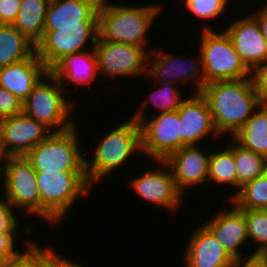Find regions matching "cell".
Here are the masks:
<instances>
[{"instance_id": "16", "label": "cell", "mask_w": 267, "mask_h": 267, "mask_svg": "<svg viewBox=\"0 0 267 267\" xmlns=\"http://www.w3.org/2000/svg\"><path fill=\"white\" fill-rule=\"evenodd\" d=\"M178 111L181 148L198 145L210 134L214 138L221 137L215 129L208 103L200 92L184 99Z\"/></svg>"}, {"instance_id": "1", "label": "cell", "mask_w": 267, "mask_h": 267, "mask_svg": "<svg viewBox=\"0 0 267 267\" xmlns=\"http://www.w3.org/2000/svg\"><path fill=\"white\" fill-rule=\"evenodd\" d=\"M200 93L208 103L219 136L230 133L233 137L262 103L253 76L210 82Z\"/></svg>"}, {"instance_id": "39", "label": "cell", "mask_w": 267, "mask_h": 267, "mask_svg": "<svg viewBox=\"0 0 267 267\" xmlns=\"http://www.w3.org/2000/svg\"><path fill=\"white\" fill-rule=\"evenodd\" d=\"M233 267H267V255L253 254L235 259Z\"/></svg>"}, {"instance_id": "6", "label": "cell", "mask_w": 267, "mask_h": 267, "mask_svg": "<svg viewBox=\"0 0 267 267\" xmlns=\"http://www.w3.org/2000/svg\"><path fill=\"white\" fill-rule=\"evenodd\" d=\"M200 54L203 61L205 83L239 80L252 77V72L234 49L228 34L210 26H202Z\"/></svg>"}, {"instance_id": "2", "label": "cell", "mask_w": 267, "mask_h": 267, "mask_svg": "<svg viewBox=\"0 0 267 267\" xmlns=\"http://www.w3.org/2000/svg\"><path fill=\"white\" fill-rule=\"evenodd\" d=\"M162 9L159 4L125 6L101 0L98 7L99 36L105 41L139 46L147 50V32Z\"/></svg>"}, {"instance_id": "3", "label": "cell", "mask_w": 267, "mask_h": 267, "mask_svg": "<svg viewBox=\"0 0 267 267\" xmlns=\"http://www.w3.org/2000/svg\"><path fill=\"white\" fill-rule=\"evenodd\" d=\"M96 142L98 143L93 147V159L85 156V174L91 187L99 183L105 175L123 166L134 152L142 151L139 123L130 118Z\"/></svg>"}, {"instance_id": "9", "label": "cell", "mask_w": 267, "mask_h": 267, "mask_svg": "<svg viewBox=\"0 0 267 267\" xmlns=\"http://www.w3.org/2000/svg\"><path fill=\"white\" fill-rule=\"evenodd\" d=\"M4 199L14 209H24L28 215L41 217V201L36 171L25 156L6 157L2 177Z\"/></svg>"}, {"instance_id": "28", "label": "cell", "mask_w": 267, "mask_h": 267, "mask_svg": "<svg viewBox=\"0 0 267 267\" xmlns=\"http://www.w3.org/2000/svg\"><path fill=\"white\" fill-rule=\"evenodd\" d=\"M225 149V150H224ZM223 151L210 153L208 161V181L237 188L236 164L233 152L227 147Z\"/></svg>"}, {"instance_id": "23", "label": "cell", "mask_w": 267, "mask_h": 267, "mask_svg": "<svg viewBox=\"0 0 267 267\" xmlns=\"http://www.w3.org/2000/svg\"><path fill=\"white\" fill-rule=\"evenodd\" d=\"M232 140L267 159V103H261Z\"/></svg>"}, {"instance_id": "35", "label": "cell", "mask_w": 267, "mask_h": 267, "mask_svg": "<svg viewBox=\"0 0 267 267\" xmlns=\"http://www.w3.org/2000/svg\"><path fill=\"white\" fill-rule=\"evenodd\" d=\"M52 248H40V267H71L75 261H69L57 254Z\"/></svg>"}, {"instance_id": "42", "label": "cell", "mask_w": 267, "mask_h": 267, "mask_svg": "<svg viewBox=\"0 0 267 267\" xmlns=\"http://www.w3.org/2000/svg\"><path fill=\"white\" fill-rule=\"evenodd\" d=\"M6 260L0 255V267H4Z\"/></svg>"}, {"instance_id": "40", "label": "cell", "mask_w": 267, "mask_h": 267, "mask_svg": "<svg viewBox=\"0 0 267 267\" xmlns=\"http://www.w3.org/2000/svg\"><path fill=\"white\" fill-rule=\"evenodd\" d=\"M265 2L266 6L262 7L260 10L257 9V11H254L255 13H253L252 16L257 20L261 33L267 40V1Z\"/></svg>"}, {"instance_id": "26", "label": "cell", "mask_w": 267, "mask_h": 267, "mask_svg": "<svg viewBox=\"0 0 267 267\" xmlns=\"http://www.w3.org/2000/svg\"><path fill=\"white\" fill-rule=\"evenodd\" d=\"M228 148L233 152L236 164L237 190L232 199L246 183L263 175L267 159L253 151L247 150L236 143L234 140Z\"/></svg>"}, {"instance_id": "41", "label": "cell", "mask_w": 267, "mask_h": 267, "mask_svg": "<svg viewBox=\"0 0 267 267\" xmlns=\"http://www.w3.org/2000/svg\"><path fill=\"white\" fill-rule=\"evenodd\" d=\"M6 157L7 156L3 152L2 145H1V140H0V180H1L3 166H4V163H5Z\"/></svg>"}, {"instance_id": "21", "label": "cell", "mask_w": 267, "mask_h": 267, "mask_svg": "<svg viewBox=\"0 0 267 267\" xmlns=\"http://www.w3.org/2000/svg\"><path fill=\"white\" fill-rule=\"evenodd\" d=\"M101 0H50L45 26L98 25Z\"/></svg>"}, {"instance_id": "44", "label": "cell", "mask_w": 267, "mask_h": 267, "mask_svg": "<svg viewBox=\"0 0 267 267\" xmlns=\"http://www.w3.org/2000/svg\"><path fill=\"white\" fill-rule=\"evenodd\" d=\"M83 266H84L83 264L74 263L71 267H83Z\"/></svg>"}, {"instance_id": "8", "label": "cell", "mask_w": 267, "mask_h": 267, "mask_svg": "<svg viewBox=\"0 0 267 267\" xmlns=\"http://www.w3.org/2000/svg\"><path fill=\"white\" fill-rule=\"evenodd\" d=\"M98 35V25L45 26L35 53L50 70L64 56L87 51L89 39L94 47Z\"/></svg>"}, {"instance_id": "20", "label": "cell", "mask_w": 267, "mask_h": 267, "mask_svg": "<svg viewBox=\"0 0 267 267\" xmlns=\"http://www.w3.org/2000/svg\"><path fill=\"white\" fill-rule=\"evenodd\" d=\"M48 71L34 52L25 60L0 68V87L16 95L23 103Z\"/></svg>"}, {"instance_id": "37", "label": "cell", "mask_w": 267, "mask_h": 267, "mask_svg": "<svg viewBox=\"0 0 267 267\" xmlns=\"http://www.w3.org/2000/svg\"><path fill=\"white\" fill-rule=\"evenodd\" d=\"M15 233H0V255L9 261L21 253V250L15 249Z\"/></svg>"}, {"instance_id": "19", "label": "cell", "mask_w": 267, "mask_h": 267, "mask_svg": "<svg viewBox=\"0 0 267 267\" xmlns=\"http://www.w3.org/2000/svg\"><path fill=\"white\" fill-rule=\"evenodd\" d=\"M189 239L184 252L186 267H230L234 264L235 259L204 225L193 231Z\"/></svg>"}, {"instance_id": "43", "label": "cell", "mask_w": 267, "mask_h": 267, "mask_svg": "<svg viewBox=\"0 0 267 267\" xmlns=\"http://www.w3.org/2000/svg\"><path fill=\"white\" fill-rule=\"evenodd\" d=\"M263 176L266 178L267 180V163L265 165L264 171H263Z\"/></svg>"}, {"instance_id": "13", "label": "cell", "mask_w": 267, "mask_h": 267, "mask_svg": "<svg viewBox=\"0 0 267 267\" xmlns=\"http://www.w3.org/2000/svg\"><path fill=\"white\" fill-rule=\"evenodd\" d=\"M51 133L24 112L0 120V140L7 157L25 156Z\"/></svg>"}, {"instance_id": "11", "label": "cell", "mask_w": 267, "mask_h": 267, "mask_svg": "<svg viewBox=\"0 0 267 267\" xmlns=\"http://www.w3.org/2000/svg\"><path fill=\"white\" fill-rule=\"evenodd\" d=\"M180 58L181 56L164 54L162 49L159 51L154 48L147 56L146 73L158 83H174L182 86L192 80L196 86L193 93L201 92L206 85L202 56L195 57L196 59L194 57L186 59L190 62L187 64L185 58L184 60L183 57L181 60Z\"/></svg>"}, {"instance_id": "14", "label": "cell", "mask_w": 267, "mask_h": 267, "mask_svg": "<svg viewBox=\"0 0 267 267\" xmlns=\"http://www.w3.org/2000/svg\"><path fill=\"white\" fill-rule=\"evenodd\" d=\"M164 169H151L144 175L136 177L128 183L149 205L164 207L175 212L181 204L183 194L177 189L170 166L165 161H156ZM170 168V169H169Z\"/></svg>"}, {"instance_id": "31", "label": "cell", "mask_w": 267, "mask_h": 267, "mask_svg": "<svg viewBox=\"0 0 267 267\" xmlns=\"http://www.w3.org/2000/svg\"><path fill=\"white\" fill-rule=\"evenodd\" d=\"M185 9L191 11L198 19H216V17L224 15L227 12V0H182Z\"/></svg>"}, {"instance_id": "5", "label": "cell", "mask_w": 267, "mask_h": 267, "mask_svg": "<svg viewBox=\"0 0 267 267\" xmlns=\"http://www.w3.org/2000/svg\"><path fill=\"white\" fill-rule=\"evenodd\" d=\"M45 77L46 79L41 78L23 102V112L44 124L52 132H63L71 129L77 124L69 118L74 104L66 100L62 91L64 90L65 93L68 88H64L49 71ZM56 127L57 129H54Z\"/></svg>"}, {"instance_id": "24", "label": "cell", "mask_w": 267, "mask_h": 267, "mask_svg": "<svg viewBox=\"0 0 267 267\" xmlns=\"http://www.w3.org/2000/svg\"><path fill=\"white\" fill-rule=\"evenodd\" d=\"M35 44L13 24H0V68L29 58Z\"/></svg>"}, {"instance_id": "4", "label": "cell", "mask_w": 267, "mask_h": 267, "mask_svg": "<svg viewBox=\"0 0 267 267\" xmlns=\"http://www.w3.org/2000/svg\"><path fill=\"white\" fill-rule=\"evenodd\" d=\"M36 179L41 218L51 225L63 221L77 199L88 196L92 189L85 172H36Z\"/></svg>"}, {"instance_id": "34", "label": "cell", "mask_w": 267, "mask_h": 267, "mask_svg": "<svg viewBox=\"0 0 267 267\" xmlns=\"http://www.w3.org/2000/svg\"><path fill=\"white\" fill-rule=\"evenodd\" d=\"M3 197L0 199V233H17L18 219L14 207Z\"/></svg>"}, {"instance_id": "38", "label": "cell", "mask_w": 267, "mask_h": 267, "mask_svg": "<svg viewBox=\"0 0 267 267\" xmlns=\"http://www.w3.org/2000/svg\"><path fill=\"white\" fill-rule=\"evenodd\" d=\"M262 103H267V59L252 73Z\"/></svg>"}, {"instance_id": "25", "label": "cell", "mask_w": 267, "mask_h": 267, "mask_svg": "<svg viewBox=\"0 0 267 267\" xmlns=\"http://www.w3.org/2000/svg\"><path fill=\"white\" fill-rule=\"evenodd\" d=\"M50 0H21L13 25L35 45L42 38Z\"/></svg>"}, {"instance_id": "32", "label": "cell", "mask_w": 267, "mask_h": 267, "mask_svg": "<svg viewBox=\"0 0 267 267\" xmlns=\"http://www.w3.org/2000/svg\"><path fill=\"white\" fill-rule=\"evenodd\" d=\"M31 242V243H30ZM27 248L19 255L6 261L4 267H40V247L36 243L28 241Z\"/></svg>"}, {"instance_id": "12", "label": "cell", "mask_w": 267, "mask_h": 267, "mask_svg": "<svg viewBox=\"0 0 267 267\" xmlns=\"http://www.w3.org/2000/svg\"><path fill=\"white\" fill-rule=\"evenodd\" d=\"M151 120L140 123L142 154L155 161H165L173 152L181 149L179 111L158 113Z\"/></svg>"}, {"instance_id": "29", "label": "cell", "mask_w": 267, "mask_h": 267, "mask_svg": "<svg viewBox=\"0 0 267 267\" xmlns=\"http://www.w3.org/2000/svg\"><path fill=\"white\" fill-rule=\"evenodd\" d=\"M239 209L267 210V180L261 175L246 183L230 200Z\"/></svg>"}, {"instance_id": "30", "label": "cell", "mask_w": 267, "mask_h": 267, "mask_svg": "<svg viewBox=\"0 0 267 267\" xmlns=\"http://www.w3.org/2000/svg\"><path fill=\"white\" fill-rule=\"evenodd\" d=\"M241 210L244 212L248 241L250 239L259 246L253 254L267 255V210Z\"/></svg>"}, {"instance_id": "7", "label": "cell", "mask_w": 267, "mask_h": 267, "mask_svg": "<svg viewBox=\"0 0 267 267\" xmlns=\"http://www.w3.org/2000/svg\"><path fill=\"white\" fill-rule=\"evenodd\" d=\"M77 126L52 132L31 149L26 159L36 172H85V155L79 147Z\"/></svg>"}, {"instance_id": "22", "label": "cell", "mask_w": 267, "mask_h": 267, "mask_svg": "<svg viewBox=\"0 0 267 267\" xmlns=\"http://www.w3.org/2000/svg\"><path fill=\"white\" fill-rule=\"evenodd\" d=\"M61 83L89 85L95 82L98 76V61L94 47L90 51L69 54L60 59L50 70ZM66 82V83H64Z\"/></svg>"}, {"instance_id": "17", "label": "cell", "mask_w": 267, "mask_h": 267, "mask_svg": "<svg viewBox=\"0 0 267 267\" xmlns=\"http://www.w3.org/2000/svg\"><path fill=\"white\" fill-rule=\"evenodd\" d=\"M198 145L184 146L173 152L165 162L170 166L177 189L183 194L185 189L208 183V161L210 153L199 149Z\"/></svg>"}, {"instance_id": "15", "label": "cell", "mask_w": 267, "mask_h": 267, "mask_svg": "<svg viewBox=\"0 0 267 267\" xmlns=\"http://www.w3.org/2000/svg\"><path fill=\"white\" fill-rule=\"evenodd\" d=\"M224 31L230 37L241 60L252 73L265 62L267 40L252 15L233 20Z\"/></svg>"}, {"instance_id": "27", "label": "cell", "mask_w": 267, "mask_h": 267, "mask_svg": "<svg viewBox=\"0 0 267 267\" xmlns=\"http://www.w3.org/2000/svg\"><path fill=\"white\" fill-rule=\"evenodd\" d=\"M155 83H157L156 86H158L159 88L153 90V92L150 93L149 97L145 98V103L143 102L142 104H140L141 106H138V110L135 112V114H133L134 116L132 115L131 117L138 123H140L143 119L146 118L145 108L148 105L149 100L152 101L154 106L160 109L161 113L173 112L178 110L181 106V102L184 100L182 99L180 91H178L180 89H178L179 86L177 84L158 82Z\"/></svg>"}, {"instance_id": "33", "label": "cell", "mask_w": 267, "mask_h": 267, "mask_svg": "<svg viewBox=\"0 0 267 267\" xmlns=\"http://www.w3.org/2000/svg\"><path fill=\"white\" fill-rule=\"evenodd\" d=\"M23 112V103L19 98L0 87V120Z\"/></svg>"}, {"instance_id": "18", "label": "cell", "mask_w": 267, "mask_h": 267, "mask_svg": "<svg viewBox=\"0 0 267 267\" xmlns=\"http://www.w3.org/2000/svg\"><path fill=\"white\" fill-rule=\"evenodd\" d=\"M227 210L218 211L203 225L217 238L234 259L253 255V253H249L243 256L240 252V247L248 240L244 212L234 203L232 210Z\"/></svg>"}, {"instance_id": "10", "label": "cell", "mask_w": 267, "mask_h": 267, "mask_svg": "<svg viewBox=\"0 0 267 267\" xmlns=\"http://www.w3.org/2000/svg\"><path fill=\"white\" fill-rule=\"evenodd\" d=\"M98 71L105 78L145 76L149 51L143 47L103 40L99 35L94 45Z\"/></svg>"}, {"instance_id": "36", "label": "cell", "mask_w": 267, "mask_h": 267, "mask_svg": "<svg viewBox=\"0 0 267 267\" xmlns=\"http://www.w3.org/2000/svg\"><path fill=\"white\" fill-rule=\"evenodd\" d=\"M21 0H0V24H13L19 12Z\"/></svg>"}]
</instances>
